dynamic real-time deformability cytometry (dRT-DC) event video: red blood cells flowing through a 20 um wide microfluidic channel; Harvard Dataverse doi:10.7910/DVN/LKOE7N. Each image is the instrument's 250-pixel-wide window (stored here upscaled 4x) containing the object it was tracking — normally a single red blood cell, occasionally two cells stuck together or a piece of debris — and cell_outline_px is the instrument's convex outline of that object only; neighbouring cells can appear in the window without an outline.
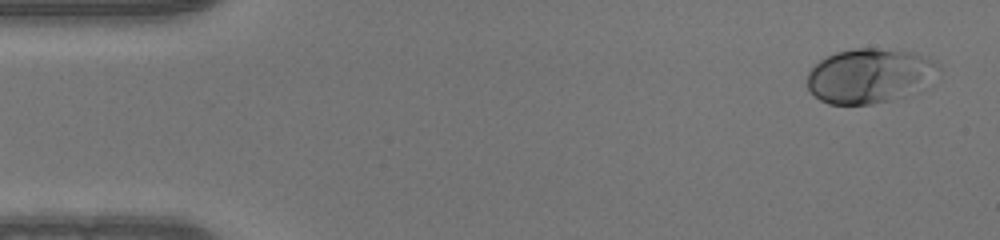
{"species": "human", "species_latin": "Homo sapiens", "temperature_condition": "warm", "stored_images_in_passage": 49, "camera_frame_rate_fps": 3000, "um_per_image_px": 0.085, "donor": {"sex": "male"}, "frame": {"image": 1, "passage_image": 2, "time_ms": 0.333, "image_size_px": [1000, 240], "cell_outline_px": [[940, 68], [920, 92], [872, 104], [828, 104], [820, 100], [808, 88], [808, 72], [820, 60], [836, 52], [856, 48], [876, 48], [916, 52], [928, 56], [940, 64]], "centroid_in_image_um": [73.96, 6.43], "position_along_channel_um": 11.0, "area_um2": 41.96}}
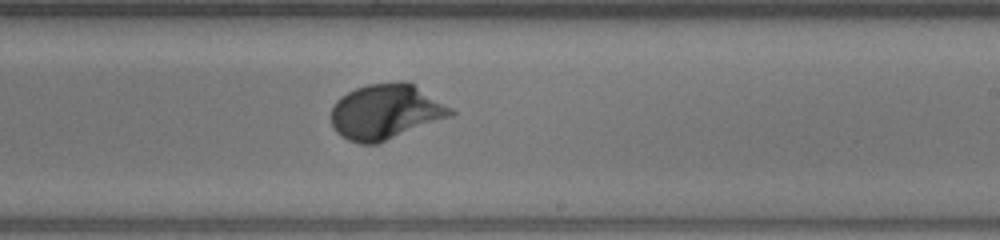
{"frame": {"image": 2, "passage_image": 29, "time_ms": 9.333, "image_size_px": [1000, 240], "cell_outline_px": [[456, 112], [452, 116], [376, 144], [360, 144], [348, 140], [340, 136], [336, 132], [332, 124], [332, 108], [336, 100], [340, 96], [356, 88], [368, 84], [400, 80], [404, 80], [412, 84], [452, 108]], "centroid_in_image_um": [32.76, 9.5], "position_along_channel_um": 256.2, "area_um2": 38.32}}
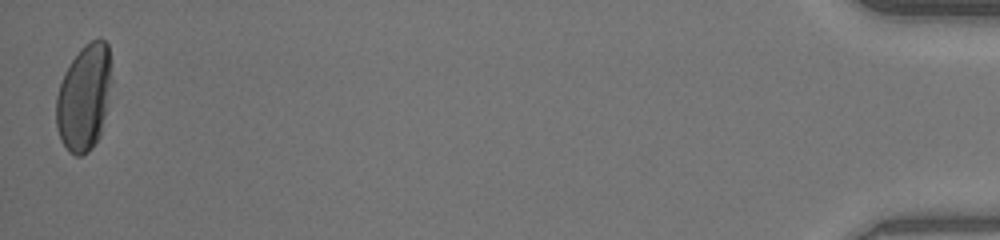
{"frame": {"image": 3, "passage_image": 49, "time_ms": 16.0, "image_size_px": [1000, 240], "cell_outline_px": [[112, 80], [100, 136], [92, 148], [88, 152], [80, 156], [76, 156], [68, 152], [60, 140], [56, 128], [56, 96], [64, 72], [80, 48], [84, 44], [92, 40], [104, 40], [108, 44]], "centroid_in_image_um": [7.13, 8.31], "position_along_channel_um": 428.1, "area_um2": 34.51}}